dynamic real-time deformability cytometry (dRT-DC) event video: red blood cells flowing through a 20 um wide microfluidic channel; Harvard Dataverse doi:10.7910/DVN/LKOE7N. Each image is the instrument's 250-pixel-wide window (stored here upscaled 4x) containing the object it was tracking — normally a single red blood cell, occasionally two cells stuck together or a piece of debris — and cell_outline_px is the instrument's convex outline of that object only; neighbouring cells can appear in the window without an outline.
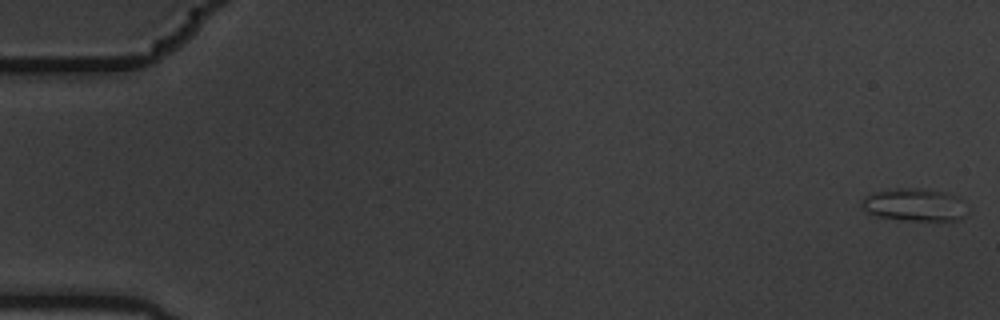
{"species": "common noctule bat (a hibernating species)", "species_latin": "Nyctalus noctula", "temperature_condition": "warm", "stored_images_in_passage": 7, "camera_frame_rate_fps": 3000, "um_per_image_px": 0.085, "animal": {"sex": "male", "body_mass_g": 19.5, "forearm_length_mm": 54.6}, "frame": {"image": 1, "passage_image": 1, "time_ms": 0.0, "image_size_px": [1000, 320], "cell_outline_px": [[964, 216], [960, 220], [904, 220], [876, 216], [868, 212], [860, 204], [860, 200], [864, 196], [872, 192], [896, 188], [916, 188], [944, 192], [956, 196], [960, 200]], "centroid_in_image_um": [77.63, 17.4], "position_along_channel_um": 7.4, "area_um2": 19.77}}
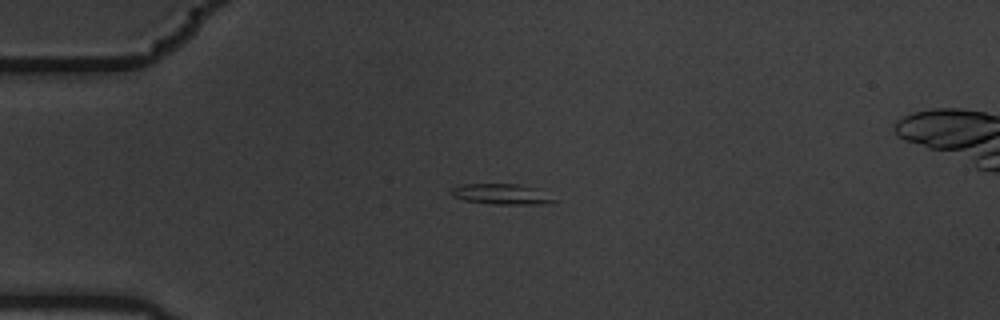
{"frame": {"image": 2, "passage_image": 5, "time_ms": 1.333, "image_size_px": [1000, 320], "cell_outline_px": [[560, 200], [540, 204], [492, 204], [464, 200], [452, 196], [452, 188], [460, 184], [516, 184], [536, 188]], "centroid_in_image_um": [42.64, 16.5], "position_along_channel_um": 42.4, "area_um2": 12.25}}